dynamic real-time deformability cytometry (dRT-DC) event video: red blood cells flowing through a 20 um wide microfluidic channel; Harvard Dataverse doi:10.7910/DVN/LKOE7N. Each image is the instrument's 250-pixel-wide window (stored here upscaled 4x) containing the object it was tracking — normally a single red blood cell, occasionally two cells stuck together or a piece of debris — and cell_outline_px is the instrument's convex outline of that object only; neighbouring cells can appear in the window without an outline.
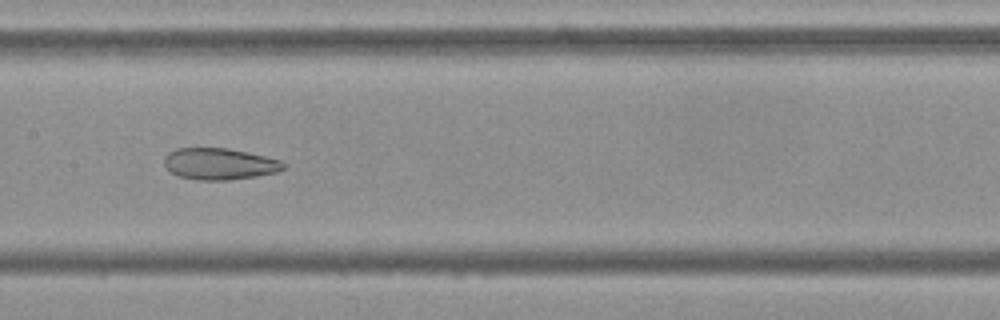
{"species": "Egyptian fruit bat (a non-hibernating species)", "species_latin": "Rousettus aegyptiacus", "temperature_condition": "cold", "stored_images_in_passage": 53, "camera_frame_rate_fps": 3000, "um_per_image_px": 0.085, "frame": {"image": 1, "passage_image": 26, "time_ms": 8.333, "image_size_px": [1000, 320], "cell_outline_px": [[288, 164], [284, 168], [276, 172], [256, 176], [228, 180], [196, 180], [180, 176], [172, 172], [164, 164], [164, 156], [168, 152], [176, 148], [228, 148], [248, 152], [280, 160]], "centroid_in_image_um": [18.66, 13.92], "position_along_channel_um": 188.7, "area_um2": 21.91}}
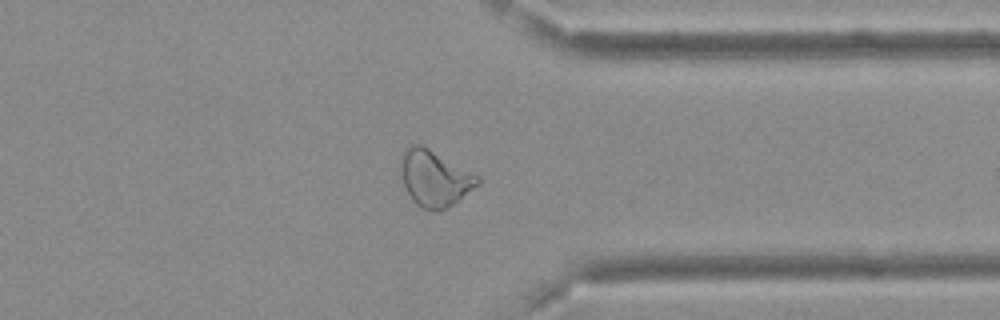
{"frame": {"image": 2, "passage_image": 41, "time_ms": 13.333, "image_size_px": [1000, 320], "cell_outline_px": [[480, 184], [452, 204], [436, 212], [428, 212], [420, 208], [412, 200], [400, 176], [400, 156], [404, 148], [412, 144], [420, 144], [428, 148], [480, 176]], "centroid_in_image_um": [36.91, 15.16], "position_along_channel_um": 374.5, "area_um2": 25.32}}
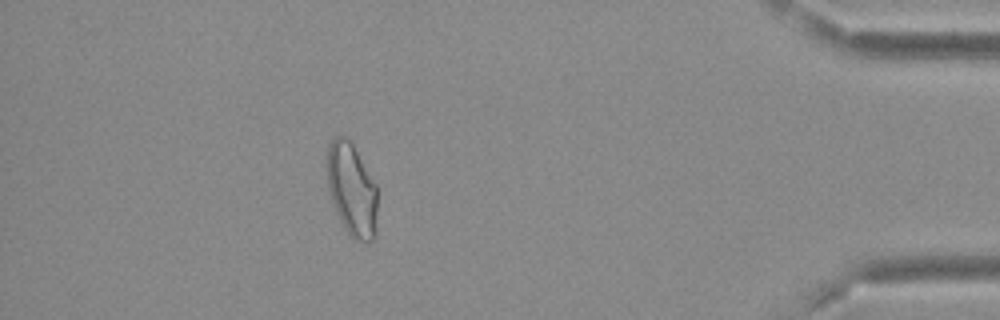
{"frame": {"image": 3, "passage_image": 47, "time_ms": 15.333, "image_size_px": [1000, 320], "cell_outline_px": [[376, 236], [368, 244], [348, 236], [336, 212], [328, 188], [328, 144], [336, 136], [344, 136], [352, 144], [376, 184]], "centroid_in_image_um": [29.91, 16.18], "position_along_channel_um": 405.3, "area_um2": 27.05}, "authors_computed_cell_mechanics": {"area_um2": 27.0504, "velocity_mm_per_s": 3.7988, "shape_relaxation_time_tau1_ms": null, "shape_relaxation_time_tau2_ms": 3.3838, "deformation_change_tau1": null, "deformation_change_tau2": 0.1109}}